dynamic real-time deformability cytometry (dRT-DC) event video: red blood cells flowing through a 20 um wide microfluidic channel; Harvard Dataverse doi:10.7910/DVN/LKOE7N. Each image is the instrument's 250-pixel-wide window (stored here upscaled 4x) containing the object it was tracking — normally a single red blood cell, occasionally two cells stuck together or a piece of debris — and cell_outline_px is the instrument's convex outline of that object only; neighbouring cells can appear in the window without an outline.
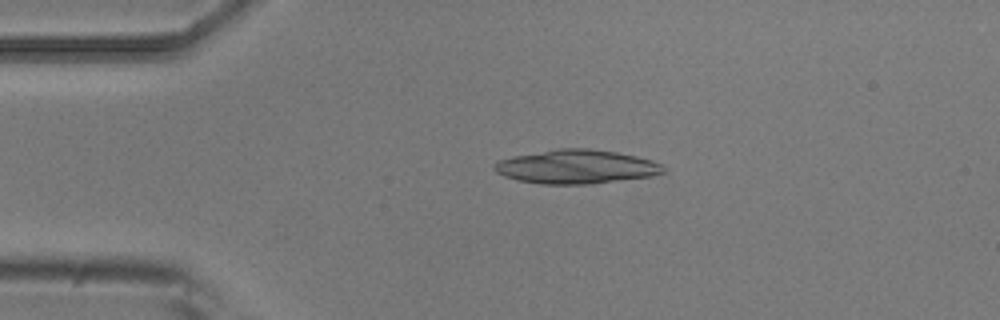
{"species": "common noctule bat (a hibernating species)", "species_latin": "Nyctalus noctula", "temperature_condition": "room temperature", "stored_images_in_passage": 5, "camera_frame_rate_fps": 3000, "um_per_image_px": 0.085, "animal": {"sex": "male", "body_mass_g": 20.5, "forearm_length_mm": 52.5}, "frame": {"image": 1, "passage_image": 4, "time_ms": 1.0, "image_size_px": [1000, 320], "cell_outline_px": [[664, 172], [652, 176], [592, 184], [540, 184], [516, 180], [504, 176], [496, 172], [492, 168], [500, 160], [512, 156], [556, 148], [588, 148], [616, 152], [636, 156], [652, 160], [660, 164], [664, 168]], "centroid_in_image_um": [48.97, 14.17], "position_along_channel_um": 36.0, "area_um2": 33.47}}